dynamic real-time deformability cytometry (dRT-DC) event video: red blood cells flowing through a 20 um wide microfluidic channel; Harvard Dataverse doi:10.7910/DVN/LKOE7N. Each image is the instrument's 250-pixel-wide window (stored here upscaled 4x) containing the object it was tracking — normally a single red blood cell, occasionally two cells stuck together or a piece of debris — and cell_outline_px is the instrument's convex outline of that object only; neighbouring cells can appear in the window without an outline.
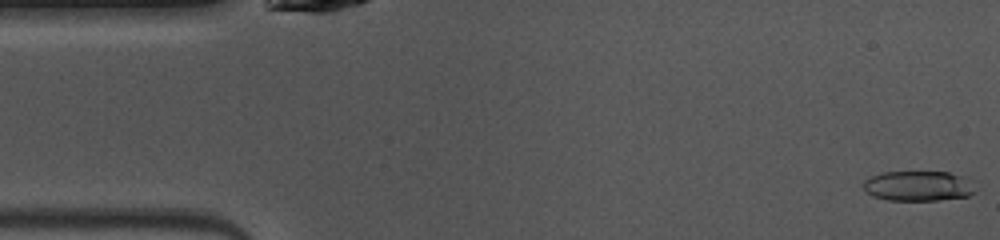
{"species": "common noctule bat (a hibernating species)", "species_latin": "Nyctalus noctula", "temperature_condition": "warm", "stored_images_in_passage": 48, "camera_frame_rate_fps": 3000, "um_per_image_px": 0.085, "animal": {"sex": "female", "body_mass_g": 10.0, "forearm_length_mm": 53.1}, "frame": {"image": 1, "passage_image": 1, "time_ms": 0.0, "image_size_px": [1000, 240], "cell_outline_px": [[972, 192], [968, 196], [936, 200], [888, 200], [872, 196], [864, 188], [864, 180], [872, 176], [884, 172], [948, 172], [960, 176]], "centroid_in_image_um": [77.91, 15.81], "position_along_channel_um": 7.1, "area_um2": 18.79}}
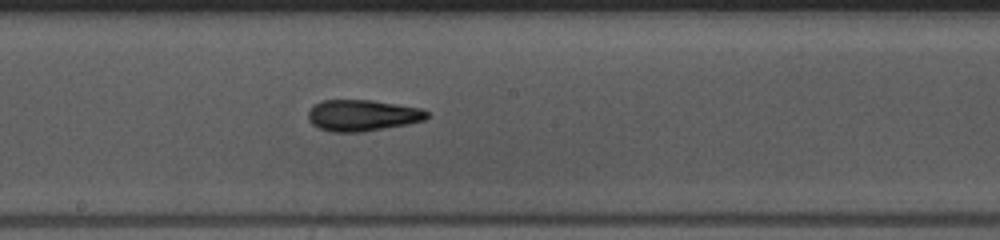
{"frame": {"image": 2, "passage_image": 24, "time_ms": 7.667, "image_size_px": [1000, 240], "cell_outline_px": [[428, 116], [424, 120], [408, 124], [360, 132], [332, 132], [320, 128], [312, 124], [308, 120], [308, 112], [312, 104], [320, 100], [372, 100], [424, 108], [428, 112]], "centroid_in_image_um": [30.79, 9.79], "position_along_channel_um": 217.4, "area_um2": 21.85}}
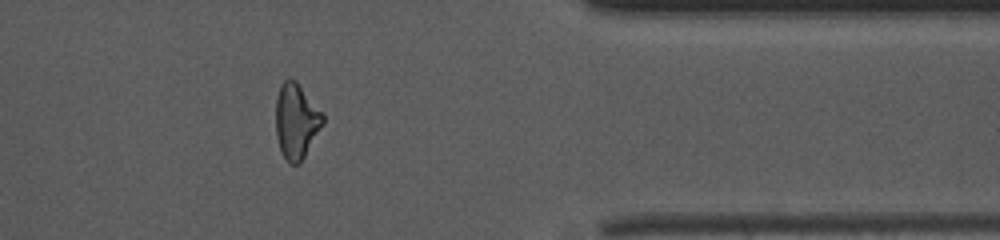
{"frame": {"image": 3, "passage_image": 38, "time_ms": 12.333, "image_size_px": [1000, 240], "cell_outline_px": [[324, 124], [300, 164], [288, 164], [280, 148], [276, 136], [276, 96], [280, 84], [284, 80], [296, 80], [324, 112]], "centroid_in_image_um": [25.2, 10.28], "position_along_channel_um": 386.2, "area_um2": 20.98}, "authors_computed_cell_mechanics": {"area_um2": 20.8947, "velocity_mm_per_s": 4.0688, "shape_relaxation_time_tau1_ms": 9.3288, "shape_relaxation_time_tau2_ms": 3.2821, "deformation_change_tau1": 0.2261, "deformation_change_tau2": 0.1279}}